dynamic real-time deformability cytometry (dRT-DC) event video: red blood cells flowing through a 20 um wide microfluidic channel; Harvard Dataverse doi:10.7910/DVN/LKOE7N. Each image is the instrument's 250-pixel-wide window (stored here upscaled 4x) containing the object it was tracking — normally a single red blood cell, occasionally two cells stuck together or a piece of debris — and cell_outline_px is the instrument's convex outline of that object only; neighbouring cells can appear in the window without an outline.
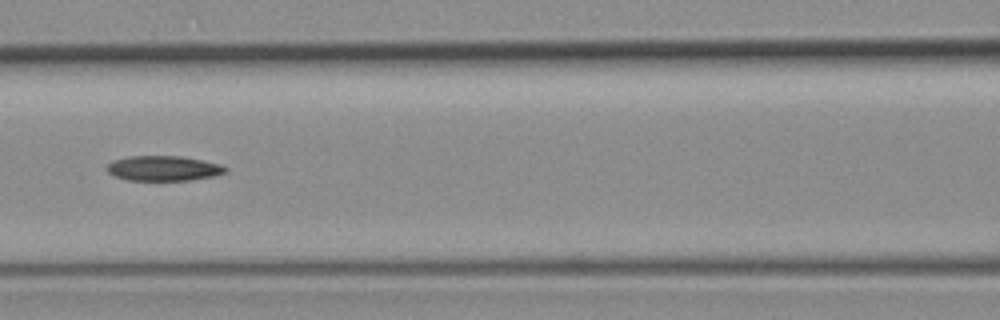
{"species": "common noctule bat (a hibernating species)", "species_latin": "Nyctalus noctula", "temperature_condition": "room temperature", "stored_images_in_passage": 11, "segment_of_instrument_passage": [1, 2], "camera_frame_rate_fps": 3000, "um_per_image_px": 0.085, "animal": {"sex": "female", "body_mass_g": 19.3, "forearm_length_mm": 54.1}, "frame": {"image": 1, "passage_image": 8, "time_ms": 8.0, "image_size_px": [1000, 320], "cell_outline_px": [[228, 172], [216, 176], [188, 180], [128, 180], [116, 176], [108, 172], [104, 168], [112, 160], [128, 156], [180, 156], [220, 164], [228, 168]], "centroid_in_image_um": [13.89, 14.3], "position_along_channel_um": 152.7, "area_um2": 17.34}}
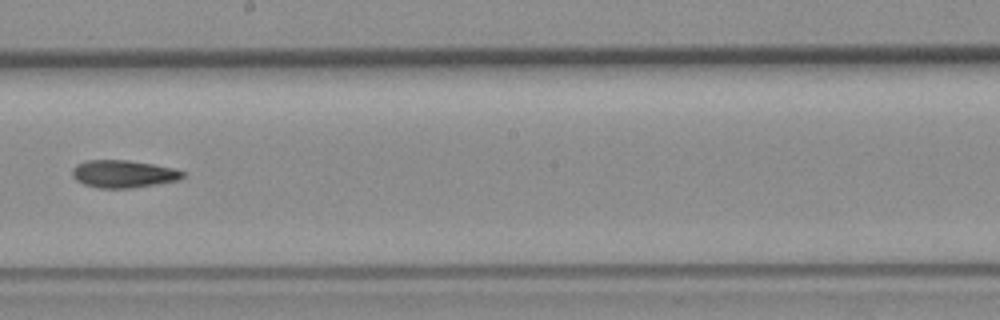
{"frame": {"image": 2, "passage_image": 10, "time_ms": 10.333, "image_size_px": [1000, 320], "cell_outline_px": [[184, 176], [180, 180], [132, 188], [96, 188], [84, 184], [76, 180], [72, 176], [72, 168], [76, 164], [88, 160], [128, 160], [152, 164], [172, 168], [184, 172]], "centroid_in_image_um": [10.46, 14.78], "position_along_channel_um": 237.7, "area_um2": 17.74}}